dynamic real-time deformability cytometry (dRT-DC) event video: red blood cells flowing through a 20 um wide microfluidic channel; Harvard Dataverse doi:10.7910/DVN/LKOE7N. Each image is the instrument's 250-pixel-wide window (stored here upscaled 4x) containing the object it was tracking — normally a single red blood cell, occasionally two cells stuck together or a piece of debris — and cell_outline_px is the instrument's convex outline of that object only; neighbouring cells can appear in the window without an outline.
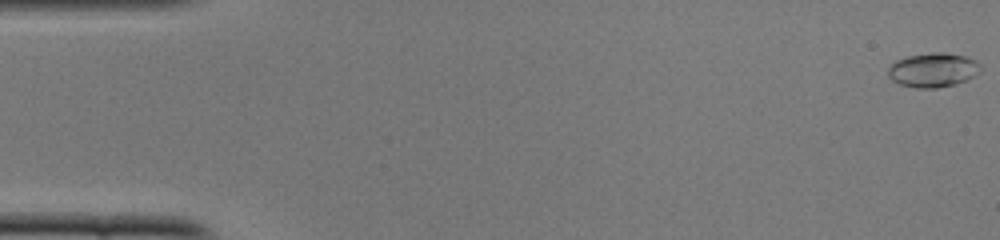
{"species": "common noctule bat (a hibernating species)", "species_latin": "Nyctalus noctula", "temperature_condition": "cold", "stored_images_in_passage": 52, "camera_frame_rate_fps": 3000, "um_per_image_px": 0.085, "animal": {"sex": "female", "body_mass_g": 22.0, "forearm_length_mm": 56.7}, "frame": {"image": 1, "passage_image": 1, "time_ms": 0.0, "image_size_px": [1000, 240], "cell_outline_px": [[980, 72], [968, 80], [956, 84], [936, 88], [916, 88], [900, 84], [892, 80], [888, 76], [888, 68], [896, 60], [908, 56], [932, 52], [944, 52], [968, 56], [976, 60], [980, 64]], "centroid_in_image_um": [79.34, 5.94], "position_along_channel_um": 5.7, "area_um2": 18.67}}
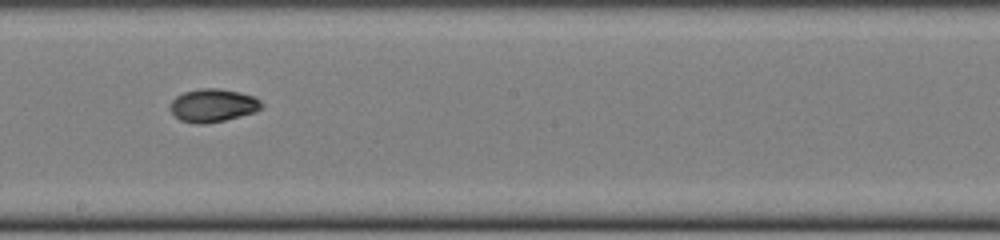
{"frame": {"image": 2, "passage_image": 29, "time_ms": 9.333, "image_size_px": [1000, 240], "cell_outline_px": [[264, 108], [256, 112], [224, 120], [204, 124], [196, 124], [180, 120], [172, 112], [172, 100], [176, 96], [184, 92], [200, 88], [220, 88], [240, 92], [256, 96], [264, 104]], "centroid_in_image_um": [18.17, 8.95], "position_along_channel_um": 230.0, "area_um2": 17.74}}
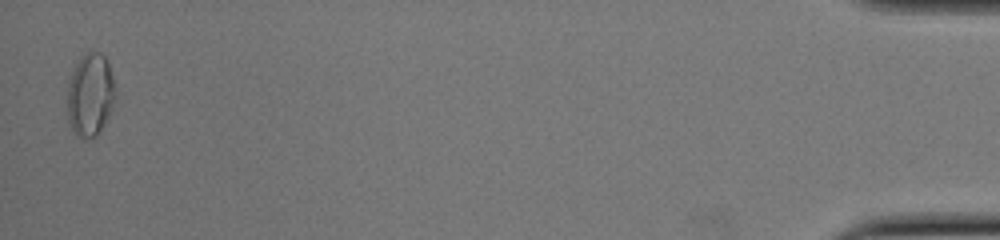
{"frame": {"image": 3, "passage_image": 51, "time_ms": 16.667, "image_size_px": [1000, 240], "cell_outline_px": [[116, 88], [112, 108], [104, 124], [96, 136], [84, 140], [80, 140], [76, 136], [68, 120], [68, 80], [80, 56], [84, 52], [100, 52], [104, 56], [108, 64]], "centroid_in_image_um": [7.66, 8.07], "position_along_channel_um": 427.5, "area_um2": 23.29}, "authors_computed_cell_mechanics": {"area_um2": 17.5423, "velocity_mm_per_s": 3.9263, "shape_relaxation_time_tau1_ms": 9.4727, "shape_relaxation_time_tau2_ms": 1.1233, "deformation_change_tau1": 0.251, "deformation_change_tau2": 0.0403}}